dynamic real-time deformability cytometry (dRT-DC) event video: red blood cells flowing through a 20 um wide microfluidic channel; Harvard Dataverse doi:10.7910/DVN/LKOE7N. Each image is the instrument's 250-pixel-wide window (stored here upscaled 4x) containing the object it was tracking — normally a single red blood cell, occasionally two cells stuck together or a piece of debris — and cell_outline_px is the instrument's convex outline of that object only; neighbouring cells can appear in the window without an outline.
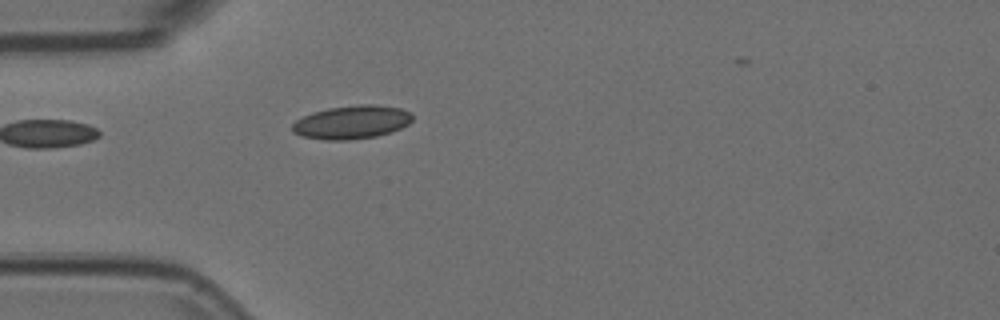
{"species": "Egyptian fruit bat (a non-hibernating species)", "species_latin": "Rousettus aegyptiacus", "temperature_condition": "room temperature", "stored_images_in_passage": 6, "camera_frame_rate_fps": 3000, "um_per_image_px": 0.085, "animal": {"sex": "female"}, "frame": {"image": 1, "passage_image": 5, "time_ms": 1.333, "image_size_px": [1000, 320], "cell_outline_px": [[412, 120], [408, 124], [392, 132], [376, 136], [348, 140], [324, 140], [300, 136], [292, 132], [292, 124], [296, 120], [312, 112], [328, 108], [360, 104], [372, 104], [400, 108], [408, 112], [412, 116]], "centroid_in_image_um": [29.86, 10.39], "position_along_channel_um": 55.1, "area_um2": 23.41}}